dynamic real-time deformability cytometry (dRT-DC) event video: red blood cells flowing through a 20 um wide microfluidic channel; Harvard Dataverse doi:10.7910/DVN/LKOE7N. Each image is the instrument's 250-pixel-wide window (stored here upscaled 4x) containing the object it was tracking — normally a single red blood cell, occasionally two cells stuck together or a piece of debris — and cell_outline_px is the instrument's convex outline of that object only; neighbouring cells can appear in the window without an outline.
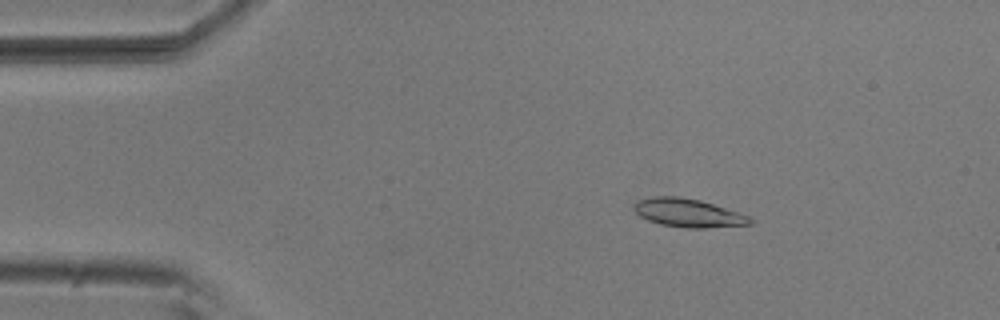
{"species": "common noctule bat (a hibernating species)", "species_latin": "Nyctalus noctula", "temperature_condition": "room temperature", "stored_images_in_passage": 3, "camera_frame_rate_fps": 3000, "um_per_image_px": 0.085, "animal": {"sex": "male", "body_mass_g": 20.5, "forearm_length_mm": 52.5}, "frame": {"image": 1, "passage_image": 2, "time_ms": 0.333, "image_size_px": [1000, 320], "cell_outline_px": [[756, 220], [752, 224], [704, 228], [688, 228], [660, 224], [648, 220], [640, 216], [632, 208], [640, 200], [656, 196], [676, 196], [700, 200], [740, 212], [752, 216]], "centroid_in_image_um": [58.58, 18.11], "position_along_channel_um": 26.4, "area_um2": 19.25}}